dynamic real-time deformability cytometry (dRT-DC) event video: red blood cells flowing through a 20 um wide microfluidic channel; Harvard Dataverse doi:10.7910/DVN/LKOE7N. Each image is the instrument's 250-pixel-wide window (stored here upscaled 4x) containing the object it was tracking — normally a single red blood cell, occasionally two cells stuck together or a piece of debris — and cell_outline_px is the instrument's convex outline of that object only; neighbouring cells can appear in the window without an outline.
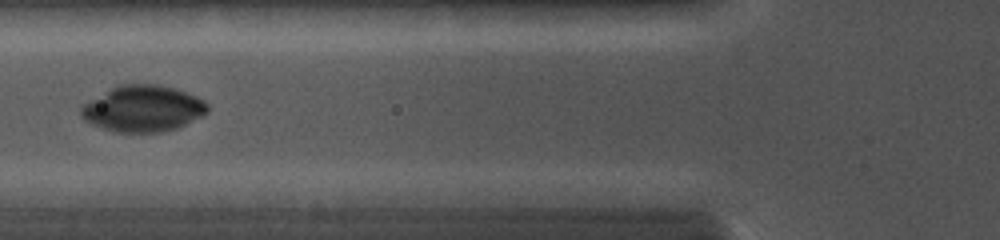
{"species": "common noctule bat (a hibernating species)", "species_latin": "Nyctalus noctula", "temperature_condition": "cold", "stored_images_in_passage": 11, "camera_frame_rate_fps": 5000, "um_per_image_px": 0.085, "animal": {"sex": "female", "body_mass_g": 19.0, "forearm_length_mm": 56.7}, "frame": {"image": 1, "passage_image": 2, "time_ms": 1.0, "image_size_px": [1000, 240], "cell_outline_px": [[208, 112], [176, 128], [160, 132], [112, 132], [92, 124], [84, 120], [80, 116], [80, 108], [84, 104], [116, 84], [156, 84], [172, 88], [196, 96], [204, 100], [208, 104]], "centroid_in_image_um": [12.11, 9.23], "position_along_channel_um": 113.7, "area_um2": 33.93}}
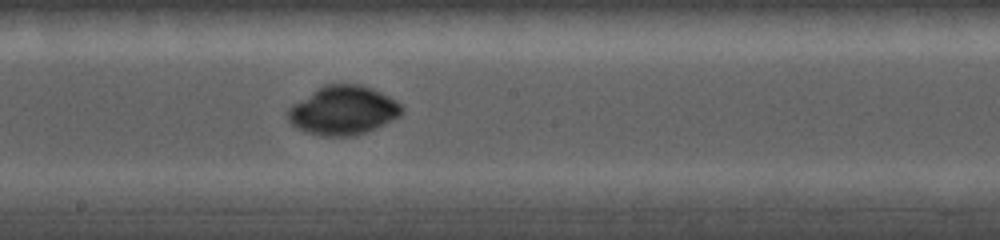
{"frame": {"image": 2, "passage_image": 7, "time_ms": 3.4, "image_size_px": [1000, 240], "cell_outline_px": [[404, 112], [400, 116], [384, 124], [356, 136], [320, 136], [296, 128], [288, 120], [288, 108], [292, 104], [324, 84], [360, 84], [372, 88], [388, 96], [400, 104], [404, 108]], "centroid_in_image_um": [29.17, 9.39], "position_along_channel_um": 219.0, "area_um2": 32.43}}
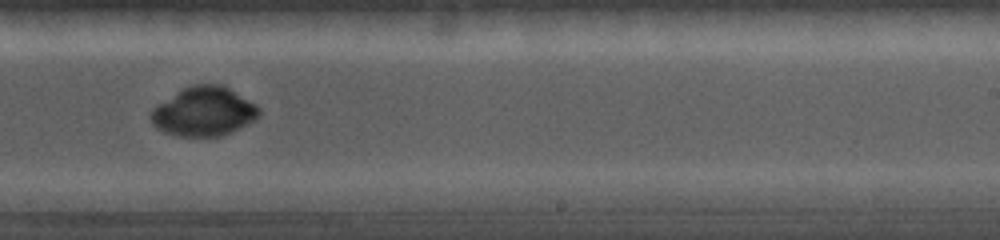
{"frame": {"image": 3, "passage_image": 10, "time_ms": 4.6, "image_size_px": [1000, 240], "cell_outline_px": [[260, 112], [252, 120], [232, 132], [220, 136], [176, 136], [164, 132], [156, 128], [152, 124], [148, 116], [152, 108], [156, 104], [176, 92], [192, 84], [220, 84], [228, 88], [256, 104], [260, 108]], "centroid_in_image_um": [17.25, 9.48], "position_along_channel_um": 271.7, "area_um2": 30.92}}